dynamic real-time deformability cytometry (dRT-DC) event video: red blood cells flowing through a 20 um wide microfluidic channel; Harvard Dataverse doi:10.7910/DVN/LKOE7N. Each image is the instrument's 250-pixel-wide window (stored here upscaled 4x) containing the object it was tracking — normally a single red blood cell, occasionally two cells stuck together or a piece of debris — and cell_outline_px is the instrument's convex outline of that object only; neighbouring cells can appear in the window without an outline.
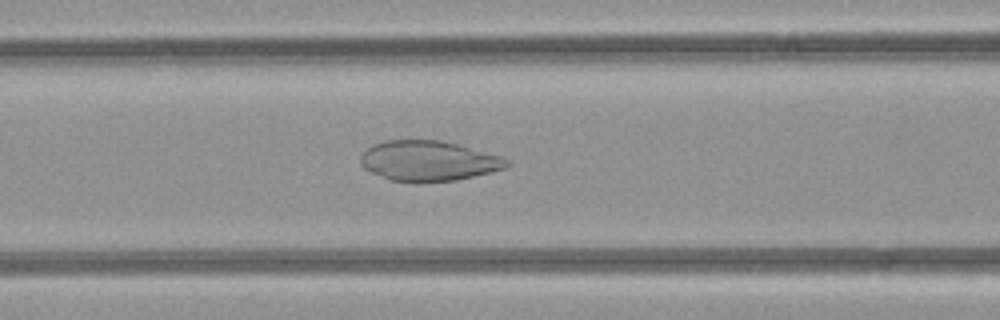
{"species": "common noctule bat (a hibernating species)", "species_latin": "Nyctalus noctula", "temperature_condition": "room temperature", "stored_images_in_passage": 34, "camera_frame_rate_fps": 3000, "um_per_image_px": 0.085, "animal": {"sex": "female", "body_mass_g": 21.9}, "frame": {"image": 1, "passage_image": 6, "time_ms": 1.667, "image_size_px": [1000, 320], "cell_outline_px": [[512, 164], [504, 168], [492, 172], [456, 180], [416, 184], [412, 184], [388, 180], [364, 168], [360, 164], [360, 156], [372, 144], [384, 140], [440, 140], [504, 156], [512, 160]], "centroid_in_image_um": [36.44, 13.7], "position_along_channel_um": 130.2, "area_um2": 35.03}}
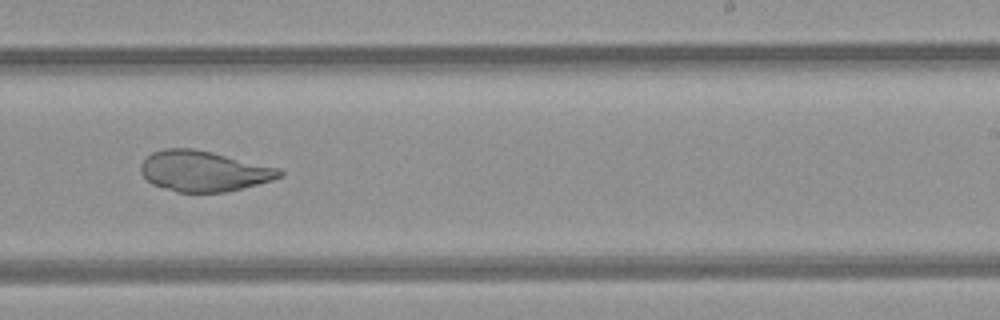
{"frame": {"image": 2, "passage_image": 16, "time_ms": 5.0, "image_size_px": [1000, 320], "cell_outline_px": [[284, 176], [272, 180], [224, 192], [176, 192], [152, 184], [140, 172], [140, 164], [152, 152], [164, 148], [192, 148], [212, 152], [280, 168], [284, 172]], "centroid_in_image_um": [17.31, 14.54], "position_along_channel_um": 271.7, "area_um2": 32.71}}
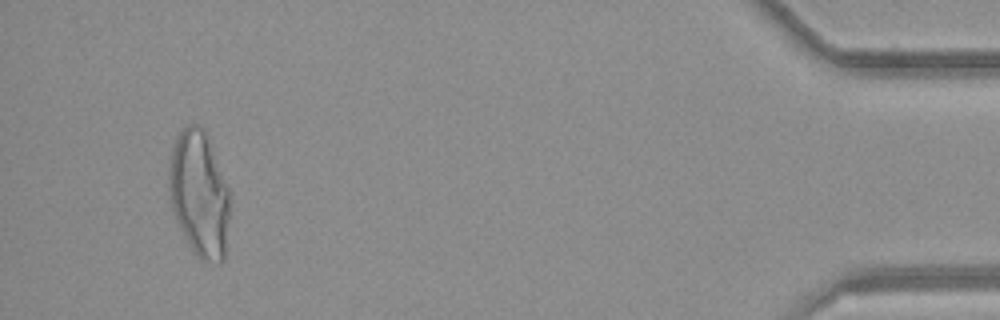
{"frame": {"image": 3, "passage_image": 32, "time_ms": 10.333, "image_size_px": [1000, 320], "cell_outline_px": [[228, 220], [224, 260], [220, 264], [216, 264], [200, 260], [192, 252], [176, 220], [168, 196], [168, 156], [176, 136], [180, 128], [188, 124], [200, 124], [204, 128], [208, 136], [228, 188]], "centroid_in_image_um": [16.89, 16.45], "position_along_channel_um": 418.3, "area_um2": 45.37}}